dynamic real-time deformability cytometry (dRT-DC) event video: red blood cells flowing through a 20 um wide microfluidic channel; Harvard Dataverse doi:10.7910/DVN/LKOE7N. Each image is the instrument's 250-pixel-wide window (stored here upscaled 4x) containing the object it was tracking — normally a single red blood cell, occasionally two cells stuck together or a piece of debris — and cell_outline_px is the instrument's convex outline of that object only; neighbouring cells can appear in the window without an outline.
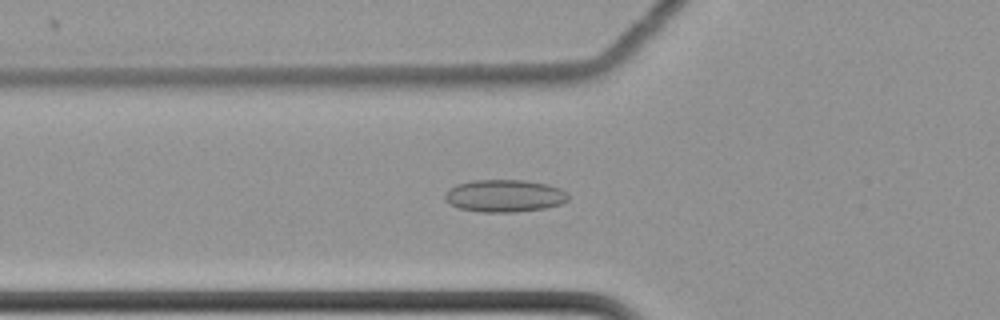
{"species": "common noctule bat (a hibernating species)", "species_latin": "Nyctalus noctula", "temperature_condition": "cold", "stored_images_in_passage": 62, "camera_frame_rate_fps": 3000, "um_per_image_px": 0.085, "animal": {"sex": "female", "body_mass_g": 22.7, "forearm_length_mm": 54.2}, "frame": {"image": 1, "passage_image": 24, "time_ms": 7.667, "image_size_px": [1000, 320], "cell_outline_px": [[568, 200], [560, 204], [544, 208], [516, 212], [480, 212], [460, 208], [448, 204], [444, 200], [444, 192], [456, 184], [472, 180], [524, 180], [548, 184], [560, 188], [568, 192]], "centroid_in_image_um": [42.86, 16.64], "position_along_channel_um": 82.9, "area_um2": 23.52}}
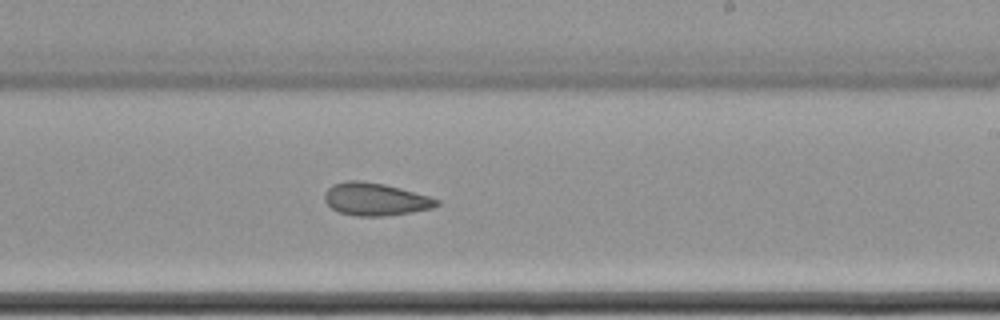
{"frame": {"image": 2, "passage_image": 39, "time_ms": 12.667, "image_size_px": [1000, 320], "cell_outline_px": [[440, 204], [432, 208], [384, 216], [356, 216], [340, 212], [332, 208], [324, 200], [324, 196], [328, 188], [332, 184], [348, 180], [360, 180], [384, 184], [400, 188], [428, 196], [440, 200]], "centroid_in_image_um": [31.88, 16.92], "position_along_channel_um": 257.1, "area_um2": 21.15}}
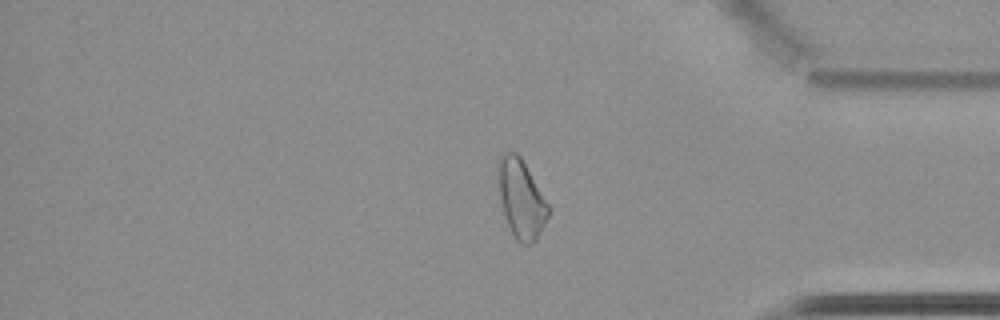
{"frame": {"image": 3, "passage_image": 52, "time_ms": 17.0, "image_size_px": [1000, 320], "cell_outline_px": [[548, 216], [536, 240], [532, 244], [520, 244], [516, 240], [504, 216], [500, 200], [496, 168], [496, 164], [500, 156], [504, 152], [516, 152], [520, 156], [548, 204]], "centroid_in_image_um": [44.25, 16.89], "position_along_channel_um": 390.9, "area_um2": 22.89}, "authors_computed_cell_mechanics": {"area_um2": 23.9292, "velocity_mm_per_s": 3.4869, "shape_relaxation_time_tau1_ms": null, "shape_relaxation_time_tau2_ms": 7.8786, "deformation_change_tau1": null, "deformation_change_tau2": 0.1357}}